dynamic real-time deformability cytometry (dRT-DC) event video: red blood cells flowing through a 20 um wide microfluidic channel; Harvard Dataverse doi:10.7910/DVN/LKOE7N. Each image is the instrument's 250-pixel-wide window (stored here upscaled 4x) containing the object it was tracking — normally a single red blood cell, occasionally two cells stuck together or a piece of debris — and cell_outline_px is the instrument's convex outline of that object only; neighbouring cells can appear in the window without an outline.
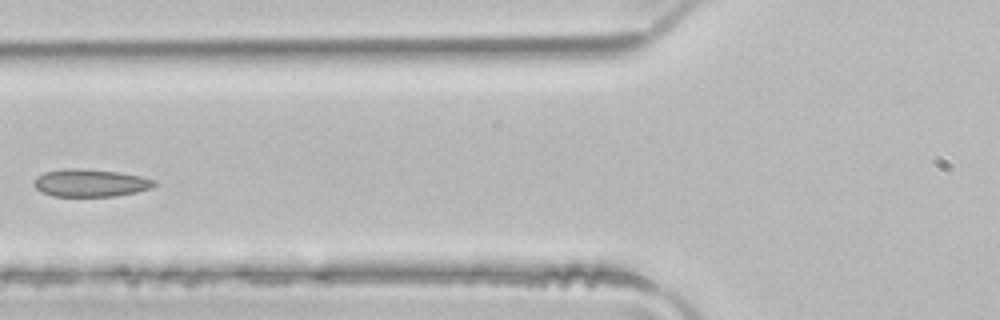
{"species": "common noctule bat (a hibernating species)", "species_latin": "Nyctalus noctula", "temperature_condition": "room temperature", "stored_images_in_passage": 5, "camera_frame_rate_fps": 3000, "um_per_image_px": 0.085, "animal": {"sex": "male", "body_mass_g": 21.5, "forearm_length_mm": 52.0}, "frame": {"image": 1, "passage_image": 5, "time_ms": 1.333, "image_size_px": [1000, 320], "cell_outline_px": [[156, 184], [152, 188], [136, 192], [116, 196], [52, 196], [40, 192], [32, 184], [36, 176], [44, 172], [64, 168], [80, 168], [116, 172], [140, 176], [156, 180]], "centroid_in_image_um": [7.64, 15.55], "position_along_channel_um": 118.2, "area_um2": 19.48}}